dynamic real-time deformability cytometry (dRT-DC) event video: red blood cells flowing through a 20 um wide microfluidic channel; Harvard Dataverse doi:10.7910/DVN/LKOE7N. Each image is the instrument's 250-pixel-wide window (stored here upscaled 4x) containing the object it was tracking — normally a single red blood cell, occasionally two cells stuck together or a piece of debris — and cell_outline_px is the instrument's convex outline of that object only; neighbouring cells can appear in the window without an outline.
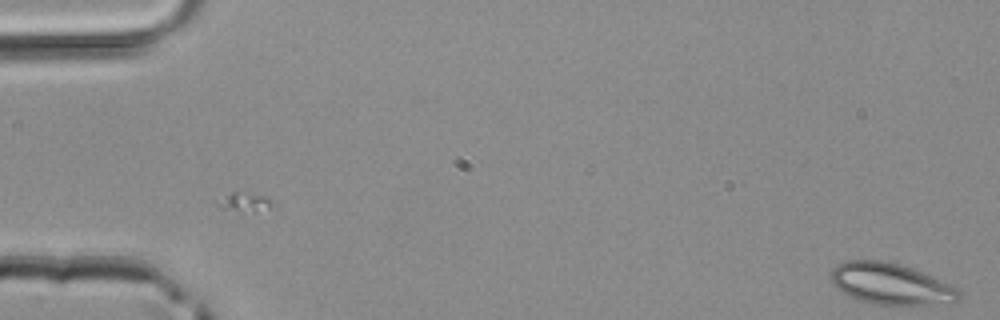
{"species": "common noctule bat (a hibernating species)", "species_latin": "Nyctalus noctula", "temperature_condition": "room temperature", "stored_images_in_passage": 2, "camera_frame_rate_fps": 3000, "um_per_image_px": 0.085, "animal": {"sex": "male", "body_mass_g": 20.4}, "frame": {"image": 1, "passage_image": 2, "time_ms": 0.333, "image_size_px": [1000, 320], "cell_outline_px": [[960, 300], [956, 304], [872, 304], [856, 300], [840, 292], [832, 284], [832, 268], [836, 264], [844, 260], [884, 260], [900, 264], [912, 268], [948, 284], [956, 288], [960, 292]], "centroid_in_image_um": [75.68, 24.14], "position_along_channel_um": 9.3, "area_um2": 30.98}}